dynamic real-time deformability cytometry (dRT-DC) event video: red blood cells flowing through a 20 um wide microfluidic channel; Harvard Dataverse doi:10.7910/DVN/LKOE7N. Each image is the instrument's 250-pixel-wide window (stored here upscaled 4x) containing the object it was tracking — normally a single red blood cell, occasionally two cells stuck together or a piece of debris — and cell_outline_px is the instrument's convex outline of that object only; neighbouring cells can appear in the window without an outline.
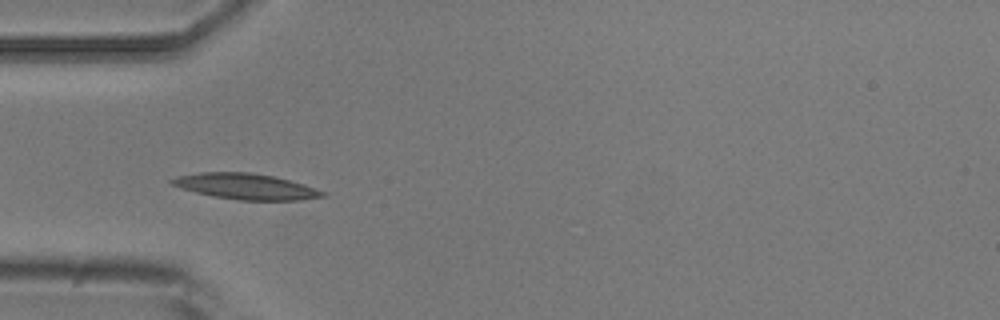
{"species": "common noctule bat (a hibernating species)", "species_latin": "Nyctalus noctula", "temperature_condition": "room temperature", "stored_images_in_passage": 7, "camera_frame_rate_fps": 3000, "um_per_image_px": 0.085, "animal": {"sex": "male", "body_mass_g": 20.5, "forearm_length_mm": 52.5}, "frame": {"image": 1, "passage_image": 4, "time_ms": 4.333, "image_size_px": [1000, 320], "cell_outline_px": [[328, 196], [300, 200], [236, 200], [196, 192], [180, 188], [172, 184], [168, 180], [176, 176], [200, 172], [248, 172], [272, 176], [304, 184], [324, 192]], "centroid_in_image_um": [20.87, 15.84], "position_along_channel_um": 64.1, "area_um2": 22.48}}
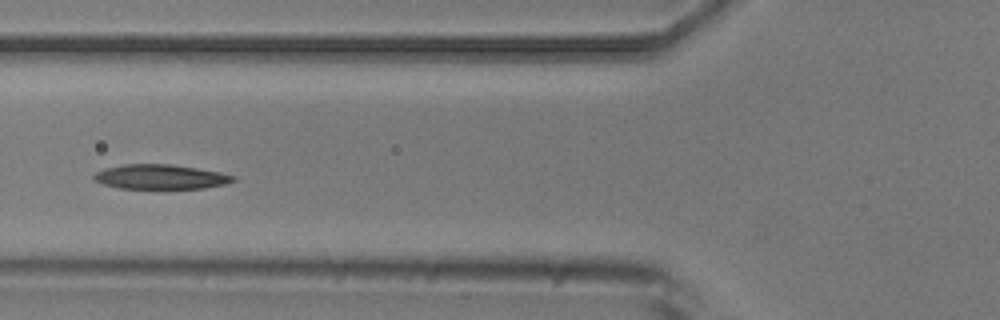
{"frame": {"image": 2, "passage_image": 5, "time_ms": 5.667, "image_size_px": [1000, 320], "cell_outline_px": [[236, 180], [224, 184], [204, 188], [120, 188], [104, 184], [92, 180], [92, 176], [96, 172], [104, 168], [124, 164], [168, 164], [196, 168], [220, 172], [236, 176]], "centroid_in_image_um": [13.62, 15.02], "position_along_channel_um": 112.2, "area_um2": 19.88}}
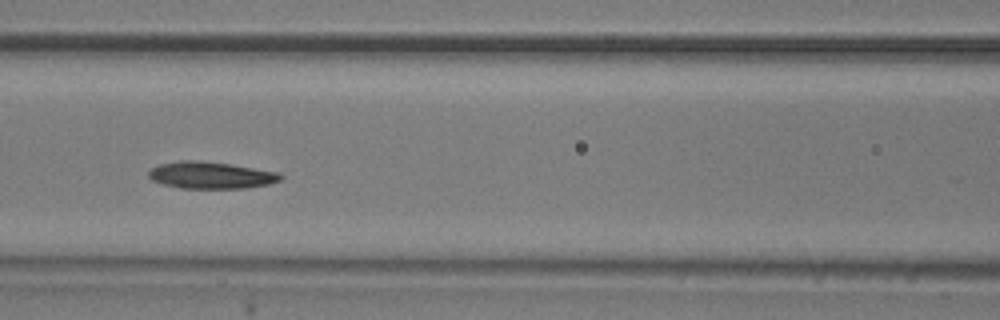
{"frame": {"image": 3, "passage_image": 6, "time_ms": 6.667, "image_size_px": [1000, 320], "cell_outline_px": [[284, 176], [280, 180], [268, 184], [248, 188], [180, 188], [164, 184], [152, 180], [148, 176], [148, 172], [152, 168], [160, 164], [180, 160], [200, 160], [228, 164], [280, 172]], "centroid_in_image_um": [17.94, 14.89], "position_along_channel_um": 148.7, "area_um2": 20.63}}